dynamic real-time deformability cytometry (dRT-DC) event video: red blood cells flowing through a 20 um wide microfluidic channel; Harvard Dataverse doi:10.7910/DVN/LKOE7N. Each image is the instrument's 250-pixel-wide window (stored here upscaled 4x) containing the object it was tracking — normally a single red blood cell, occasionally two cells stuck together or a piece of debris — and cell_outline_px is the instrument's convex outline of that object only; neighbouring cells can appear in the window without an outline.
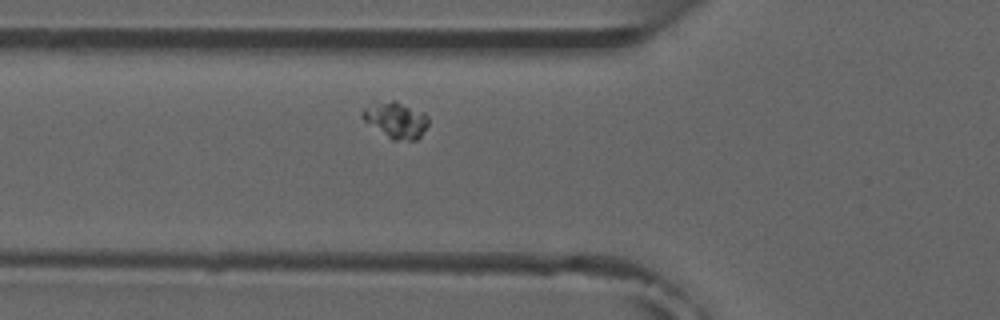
{"species": "common noctule bat (a hibernating species)", "species_latin": "Nyctalus noctula", "temperature_condition": "room temperature", "stored_images_in_passage": 2, "camera_frame_rate_fps": 3000, "um_per_image_px": 0.085, "animal": {"sex": "male", "forearm_length_mm": 52.5}, "frame": {"image": 1, "passage_image": 2, "time_ms": 1.0, "image_size_px": [1000, 320], "cell_outline_px": [[428, 124], [420, 136], [416, 140], [392, 140], [364, 120], [360, 116], [360, 112], [372, 100], [396, 100], [424, 112], [428, 116]], "centroid_in_image_um": [33.61, 10.15], "position_along_channel_um": 92.2, "area_um2": 14.22}}